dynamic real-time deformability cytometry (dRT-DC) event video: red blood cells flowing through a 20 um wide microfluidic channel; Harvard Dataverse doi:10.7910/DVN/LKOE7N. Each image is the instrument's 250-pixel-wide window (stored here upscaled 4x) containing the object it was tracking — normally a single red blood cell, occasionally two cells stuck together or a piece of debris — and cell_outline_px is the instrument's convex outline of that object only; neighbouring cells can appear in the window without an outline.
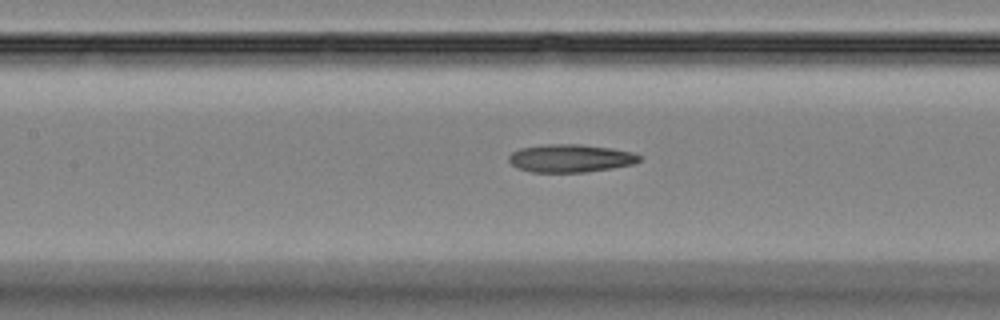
{"species": "Egyptian fruit bat (a non-hibernating species)", "species_latin": "Rousettus aegyptiacus", "temperature_condition": "room temperature", "stored_images_in_passage": 37, "camera_frame_rate_fps": 3000, "um_per_image_px": 0.085, "animal": {"sex": "female"}, "frame": {"image": 1, "passage_image": 9, "time_ms": 2.667, "image_size_px": [1000, 320], "cell_outline_px": [[640, 160], [632, 164], [612, 168], [584, 172], [532, 172], [516, 168], [508, 160], [508, 156], [512, 152], [520, 148], [544, 144], [576, 144], [612, 148], [632, 152], [640, 156]], "centroid_in_image_um": [48.44, 13.45], "position_along_channel_um": 159.0, "area_um2": 21.21}}
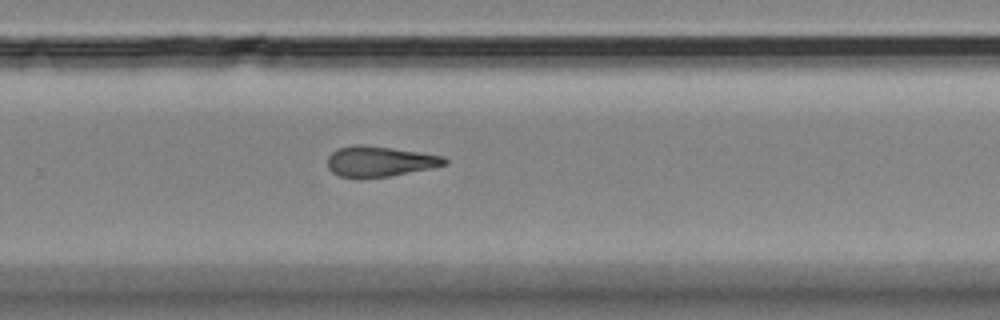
{"frame": {"image": 2, "passage_image": 20, "time_ms": 6.333, "image_size_px": [1000, 320], "cell_outline_px": [[448, 164], [432, 168], [392, 176], [340, 176], [332, 172], [328, 168], [328, 156], [336, 148], [352, 144], [364, 144], [392, 148], [444, 156], [448, 160]], "centroid_in_image_um": [32.29, 13.69], "position_along_channel_um": 297.5, "area_um2": 20.63}}
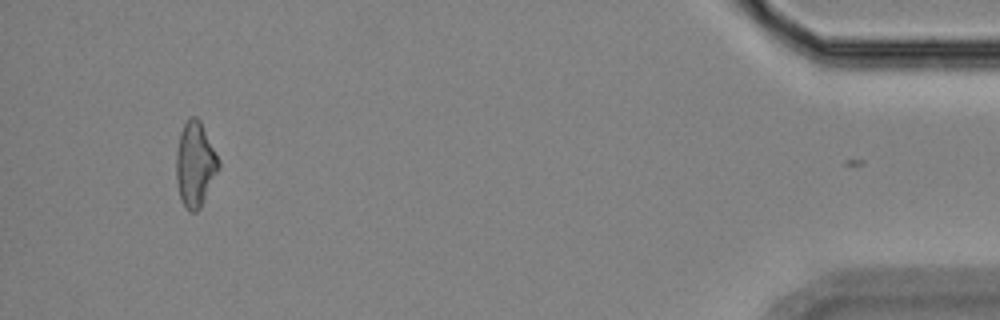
{"frame": {"image": 3, "passage_image": 35, "time_ms": 11.333, "image_size_px": [1000, 320], "cell_outline_px": [[220, 168], [200, 208], [196, 212], [188, 212], [184, 208], [180, 200], [176, 180], [176, 152], [180, 132], [188, 116], [196, 116], [200, 120], [220, 160]], "centroid_in_image_um": [16.58, 13.98], "position_along_channel_um": 418.6, "area_um2": 21.33}, "authors_computed_cell_mechanics": {"area_um2": 20.8658, "velocity_mm_per_s": 3.7887, "shape_relaxation_time_tau1_ms": 4.6709, "shape_relaxation_time_tau2_ms": 6.6081, "deformation_change_tau1": 0.158, "deformation_change_tau2": 0.2129}}